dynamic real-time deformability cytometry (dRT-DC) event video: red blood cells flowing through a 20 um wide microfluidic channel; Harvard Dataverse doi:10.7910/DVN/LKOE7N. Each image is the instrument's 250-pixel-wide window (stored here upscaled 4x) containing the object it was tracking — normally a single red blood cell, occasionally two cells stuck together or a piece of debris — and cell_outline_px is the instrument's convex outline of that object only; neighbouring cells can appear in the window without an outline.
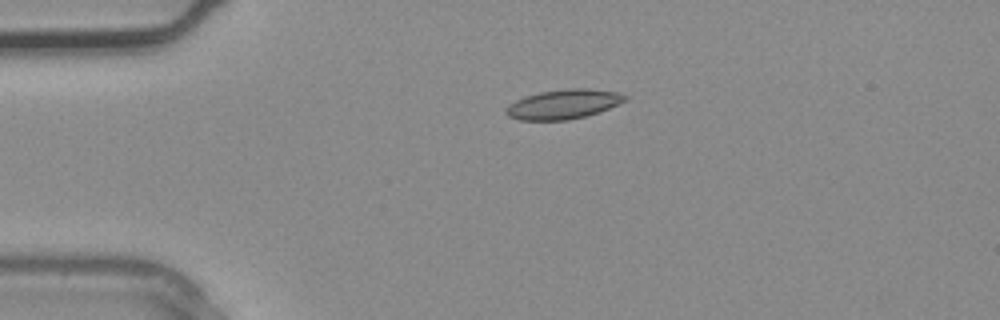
{"species": "common noctule bat (a hibernating species)", "species_latin": "Nyctalus noctula", "temperature_condition": "warm", "stored_images_in_passage": 3, "camera_frame_rate_fps": 3000, "um_per_image_px": 0.085, "animal": {"sex": "male", "body_mass_g": 20.4}, "frame": {"image": 1, "passage_image": 3, "time_ms": 0.667, "image_size_px": [1000, 320], "cell_outline_px": [[628, 100], [600, 112], [568, 120], [520, 120], [508, 116], [504, 112], [504, 108], [508, 104], [524, 96], [540, 92], [568, 88], [588, 88], [620, 92], [628, 96]], "centroid_in_image_um": [47.9, 8.85], "position_along_channel_um": 37.1, "area_um2": 20.75}}